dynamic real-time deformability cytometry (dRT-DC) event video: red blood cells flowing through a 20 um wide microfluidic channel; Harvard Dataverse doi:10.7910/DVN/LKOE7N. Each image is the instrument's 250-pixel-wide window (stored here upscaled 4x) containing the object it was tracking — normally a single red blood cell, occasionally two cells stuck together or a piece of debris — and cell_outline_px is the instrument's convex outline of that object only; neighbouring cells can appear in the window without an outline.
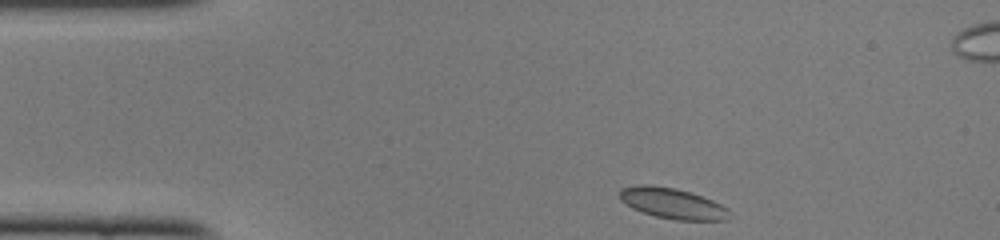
{"species": "common noctule bat (a hibernating species)", "species_latin": "Nyctalus noctula", "temperature_condition": "cold", "stored_images_in_passage": 43, "segment_of_instrument_passage": [1, 2], "camera_frame_rate_fps": 3000, "um_per_image_px": 0.085, "animal": {"sex": "female", "body_mass_g": 22.0, "forearm_length_mm": 56.7}, "frame": {"image": 1, "passage_image": 1, "time_ms": 0.0, "image_size_px": [1000, 240], "cell_outline_px": [[728, 208], [724, 220], [676, 220], [656, 216], [632, 208], [620, 200], [620, 188], [640, 184], [644, 184], [676, 188], [712, 200]], "centroid_in_image_um": [57.09, 17.27], "position_along_channel_um": 27.9, "area_um2": 19.19}}
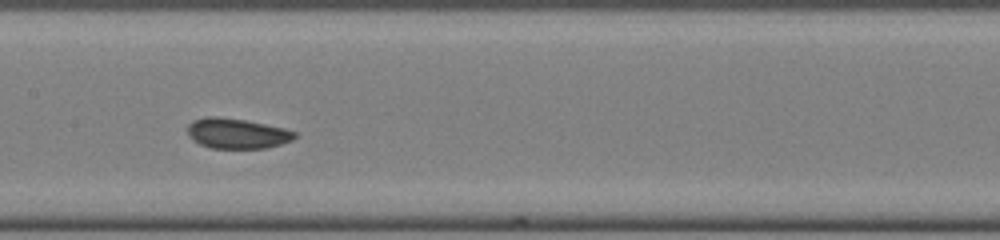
{"frame": {"image": 2, "passage_image": 17, "time_ms": 5.333, "image_size_px": [1000, 240], "cell_outline_px": [[296, 136], [292, 140], [268, 148], [212, 148], [200, 144], [192, 140], [188, 136], [188, 124], [192, 120], [208, 116], [212, 116], [244, 120], [284, 128], [296, 132]], "centroid_in_image_um": [20.12, 11.35], "position_along_channel_um": 187.3, "area_um2": 18.79}}
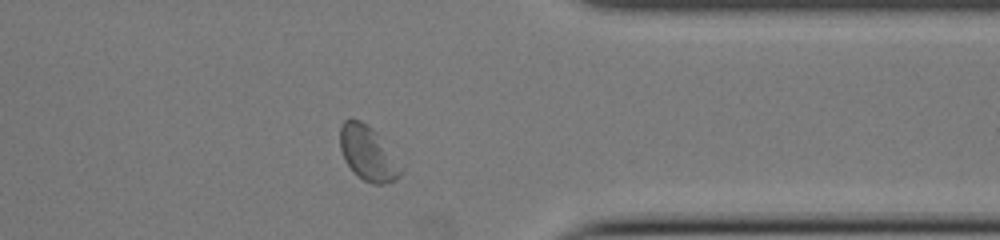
{"frame": {"image": 3, "passage_image": 32, "time_ms": 10.333, "image_size_px": [1000, 240], "cell_outline_px": [[404, 168], [400, 176], [384, 184], [372, 184], [356, 176], [352, 172], [344, 160], [340, 148], [340, 128], [344, 120], [360, 120], [372, 128], [376, 132]], "centroid_in_image_um": [31.26, 13.06], "position_along_channel_um": 380.1, "area_um2": 19.31}}